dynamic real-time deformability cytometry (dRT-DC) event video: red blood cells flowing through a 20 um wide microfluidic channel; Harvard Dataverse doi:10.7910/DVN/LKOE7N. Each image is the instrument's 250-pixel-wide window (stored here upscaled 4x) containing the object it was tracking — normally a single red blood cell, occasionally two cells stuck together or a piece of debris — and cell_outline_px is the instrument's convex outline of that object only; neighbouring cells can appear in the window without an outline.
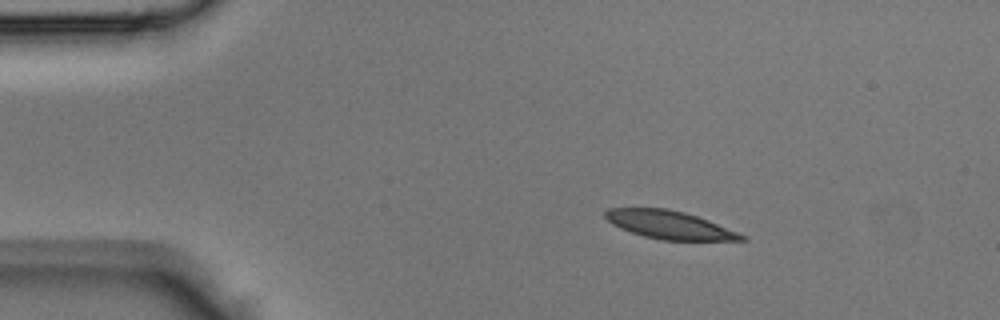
{"species": "Egyptian fruit bat (a non-hibernating species)", "species_latin": "Rousettus aegyptiacus", "temperature_condition": "room temperature", "stored_images_in_passage": 37, "camera_frame_rate_fps": 3000, "um_per_image_px": 0.085, "animal": {"sex": "male"}, "frame": {"image": 1, "passage_image": 1, "time_ms": 0.0, "image_size_px": [1000, 320], "cell_outline_px": [[748, 240], [664, 240], [644, 236], [620, 228], [612, 224], [604, 216], [604, 212], [608, 208], [668, 208], [684, 212], [708, 220], [748, 236]], "centroid_in_image_um": [56.91, 19.11], "position_along_channel_um": 28.1, "area_um2": 22.2}}
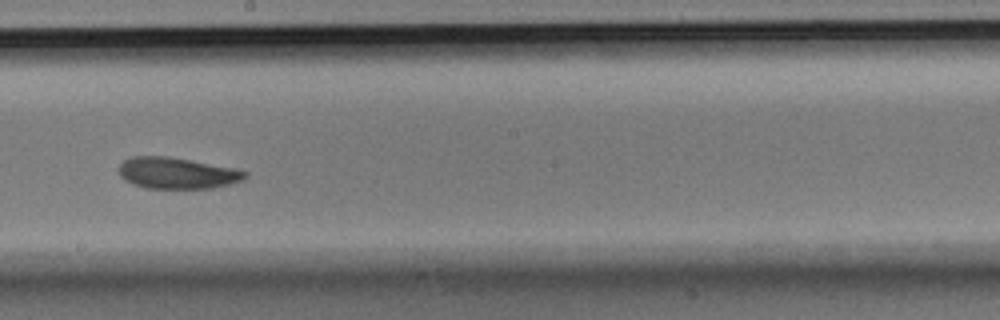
{"frame": {"image": 2, "passage_image": 18, "time_ms": 5.667, "image_size_px": [1000, 320], "cell_outline_px": [[248, 176], [244, 180], [212, 188], [144, 188], [132, 184], [124, 180], [120, 176], [120, 164], [124, 160], [132, 156], [168, 156], [232, 168], [248, 172]], "centroid_in_image_um": [15.03, 14.72], "position_along_channel_um": 233.2, "area_um2": 22.89}}
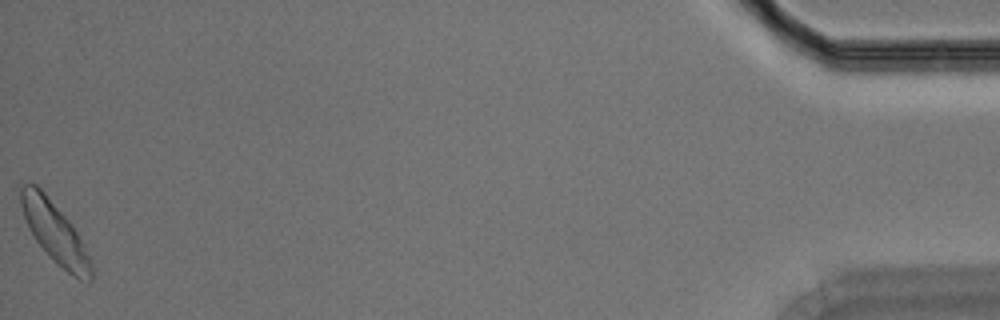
{"frame": {"image": 3, "passage_image": 37, "time_ms": 12.0, "image_size_px": [1000, 320], "cell_outline_px": [[92, 280], [88, 284], [72, 276], [56, 264], [36, 240], [28, 228], [20, 204], [20, 184], [28, 180], [36, 184], [44, 192], [72, 224], [84, 244], [92, 264]], "centroid_in_image_um": [4.66, 19.76], "position_along_channel_um": 430.5, "area_um2": 25.2}}